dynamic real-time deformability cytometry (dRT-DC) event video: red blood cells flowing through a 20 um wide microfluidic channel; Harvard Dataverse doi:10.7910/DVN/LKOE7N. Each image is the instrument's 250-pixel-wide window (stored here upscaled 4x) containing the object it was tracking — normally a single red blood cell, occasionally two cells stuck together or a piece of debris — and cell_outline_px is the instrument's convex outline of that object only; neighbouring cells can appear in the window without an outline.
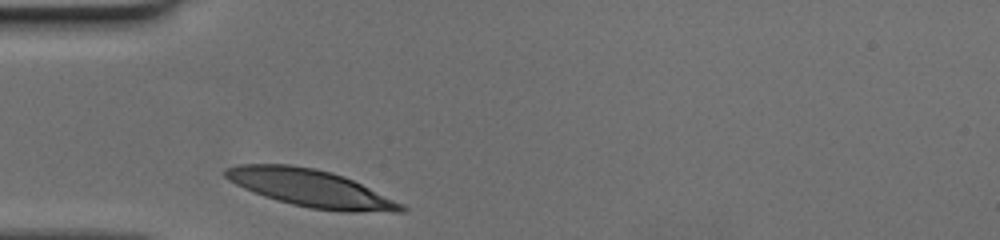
{"species": "human", "species_latin": "Homo sapiens", "temperature_condition": "cold", "stored_images_in_passage": 25, "camera_frame_rate_fps": 3000, "um_per_image_px": 0.085, "donor": {"sex": "female"}, "frame": {"image": 1, "passage_image": 1, "time_ms": 0.0, "image_size_px": [1000, 240], "cell_outline_px": [[408, 208], [404, 212], [344, 212], [312, 208], [292, 204], [276, 200], [264, 196], [244, 188], [228, 180], [220, 172], [224, 168], [236, 164], [292, 164], [316, 168], [332, 172], [344, 176], [404, 204]], "centroid_in_image_um": [26.39, 15.99], "position_along_channel_um": 58.6, "area_um2": 38.49}}
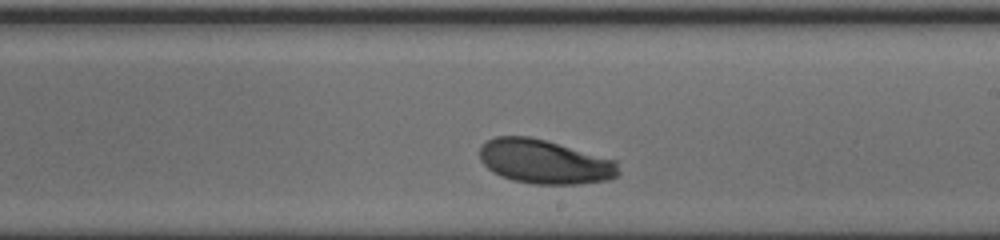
{"frame": {"image": 2, "passage_image": 15, "time_ms": 4.667, "image_size_px": [1000, 240], "cell_outline_px": [[620, 172], [616, 176], [608, 180], [580, 184], [532, 184], [512, 180], [492, 172], [480, 160], [480, 144], [496, 136], [528, 136], [544, 140], [616, 160]], "centroid_in_image_um": [46.27, 13.75], "position_along_channel_um": 242.7, "area_um2": 35.66}}
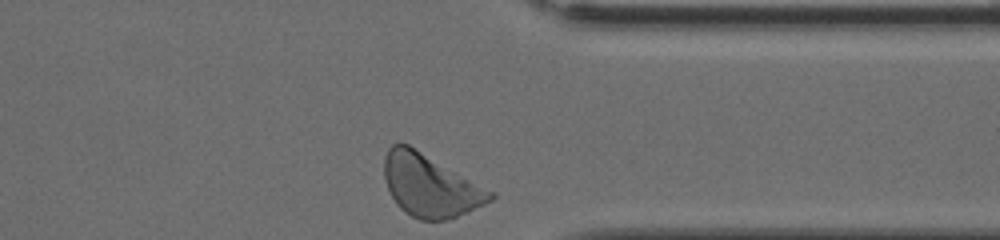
{"frame": {"image": 3, "passage_image": 25, "time_ms": 8.0, "image_size_px": [1000, 240], "cell_outline_px": [[496, 196], [492, 200], [468, 212], [444, 220], [420, 220], [404, 212], [396, 204], [388, 188], [384, 176], [384, 156], [388, 148], [392, 144], [408, 144], [496, 192]], "centroid_in_image_um": [36.58, 15.77], "position_along_channel_um": 374.8, "area_um2": 38.55}}